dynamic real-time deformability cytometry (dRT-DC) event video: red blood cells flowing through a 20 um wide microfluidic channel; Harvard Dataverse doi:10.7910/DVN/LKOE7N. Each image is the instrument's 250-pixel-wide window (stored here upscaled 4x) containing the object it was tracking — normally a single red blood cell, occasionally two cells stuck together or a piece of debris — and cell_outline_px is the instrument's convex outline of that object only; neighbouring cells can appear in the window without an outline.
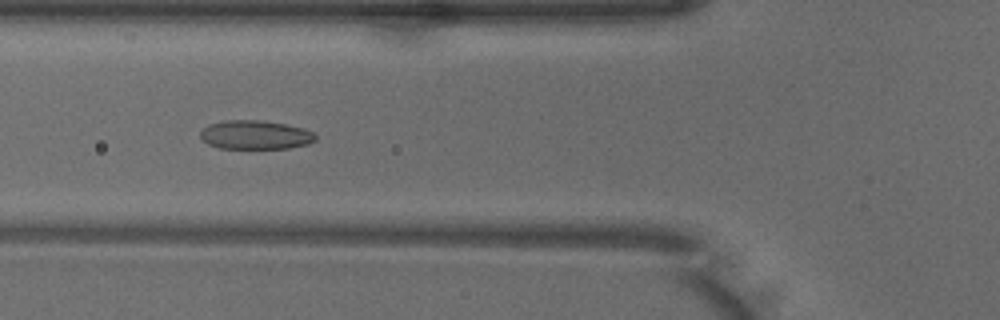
{"species": "common noctule bat (a hibernating species)", "species_latin": "Nyctalus noctula", "temperature_condition": "warm", "stored_images_in_passage": 50, "camera_frame_rate_fps": 3000, "um_per_image_px": 0.085, "animal": {"sex": "male", "body_mass_g": 18.8}, "frame": {"image": 1, "passage_image": 18, "time_ms": 5.667, "image_size_px": [1000, 320], "cell_outline_px": [[316, 140], [308, 144], [288, 148], [220, 148], [208, 144], [200, 136], [200, 132], [208, 124], [224, 120], [256, 120], [284, 124], [304, 128], [312, 132], [316, 136]], "centroid_in_image_um": [21.69, 11.46], "position_along_channel_um": 104.1, "area_um2": 19.25}}
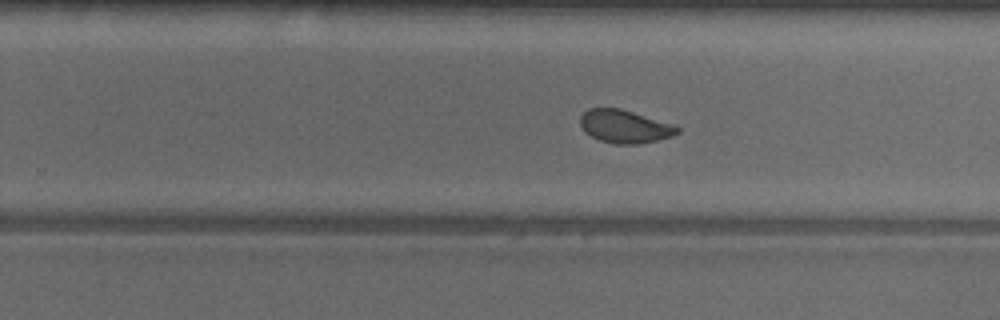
{"frame": {"image": 2, "passage_image": 31, "time_ms": 10.0, "image_size_px": [1000, 320], "cell_outline_px": [[680, 132], [672, 136], [656, 140], [636, 144], [612, 144], [600, 140], [584, 132], [580, 124], [580, 116], [588, 108], [620, 108], [676, 124], [680, 128]], "centroid_in_image_um": [53.12, 10.74], "position_along_channel_um": 276.7, "area_um2": 18.9}}
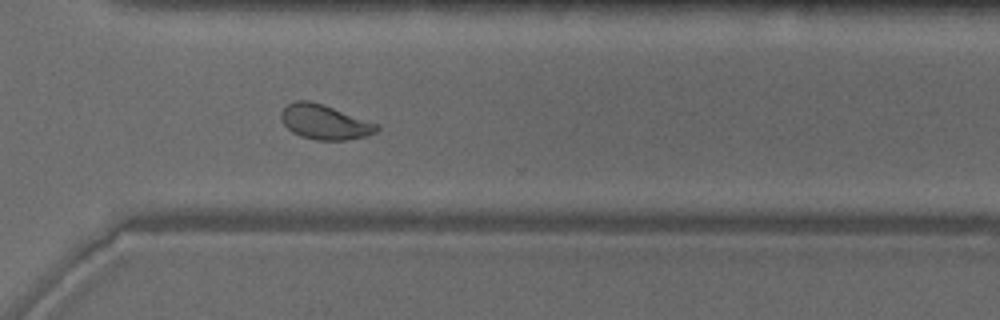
{"frame": {"image": 3, "passage_image": 36, "time_ms": 11.667, "image_size_px": [1000, 320], "cell_outline_px": [[380, 128], [376, 132], [364, 136], [348, 140], [316, 140], [300, 136], [292, 132], [280, 120], [280, 112], [288, 104], [296, 100], [308, 100], [324, 104], [380, 124]], "centroid_in_image_um": [27.6, 10.36], "position_along_channel_um": 343.0, "area_um2": 19.59}, "authors_computed_cell_mechanics": {"area_um2": 20.1144, "velocity_mm_per_s": 3.9809, "shape_relaxation_time_tau1_ms": 3.5377, "shape_relaxation_time_tau2_ms": 0.9562, "deformation_change_tau1": 0.1284, "deformation_change_tau2": 0.058}}